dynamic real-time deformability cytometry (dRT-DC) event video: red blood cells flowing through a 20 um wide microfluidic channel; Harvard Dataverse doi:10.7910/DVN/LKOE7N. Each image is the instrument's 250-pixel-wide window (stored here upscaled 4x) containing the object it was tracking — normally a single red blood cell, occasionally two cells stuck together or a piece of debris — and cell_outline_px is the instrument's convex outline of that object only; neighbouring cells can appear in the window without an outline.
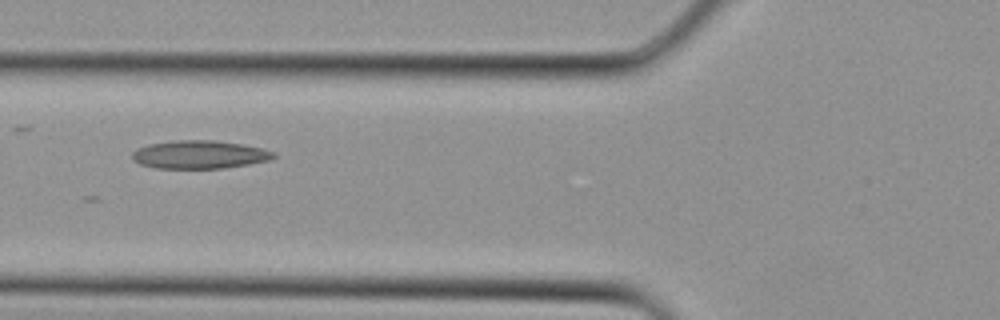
{"species": "Egyptian fruit bat (a non-hibernating species)", "species_latin": "Rousettus aegyptiacus", "temperature_condition": "cold", "stored_images_in_passage": 2, "camera_frame_rate_fps": 3000, "um_per_image_px": 0.085, "animal": {"sex": "female"}, "frame": {"image": 1, "passage_image": 2, "time_ms": 0.333, "image_size_px": [1000, 320], "cell_outline_px": [[276, 156], [268, 160], [248, 164], [224, 168], [156, 168], [140, 164], [132, 160], [132, 152], [136, 148], [152, 144], [176, 140], [216, 140], [240, 144], [260, 148], [272, 152]], "centroid_in_image_um": [16.9, 13.14], "position_along_channel_um": 108.9, "area_um2": 22.95}}